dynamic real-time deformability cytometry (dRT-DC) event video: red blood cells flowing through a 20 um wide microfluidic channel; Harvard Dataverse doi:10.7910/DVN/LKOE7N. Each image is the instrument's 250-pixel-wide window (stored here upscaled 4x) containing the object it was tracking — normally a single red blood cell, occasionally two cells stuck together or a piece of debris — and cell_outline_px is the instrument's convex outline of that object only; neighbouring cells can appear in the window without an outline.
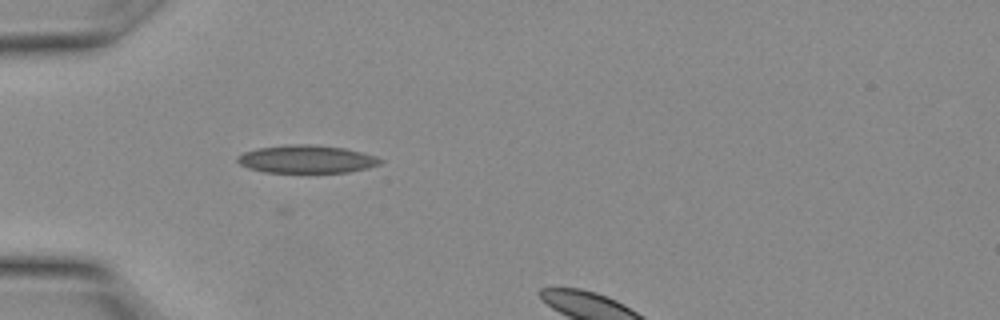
{"species": "Egyptian fruit bat (a non-hibernating species)", "species_latin": "Rousettus aegyptiacus", "temperature_condition": "warm", "stored_images_in_passage": 4, "segment_of_instrument_passage": [1, 2], "camera_frame_rate_fps": 3000, "um_per_image_px": 0.085, "animal": {"sex": "female"}, "frame": {"image": 1, "passage_image": 1, "time_ms": 0.0, "image_size_px": [1000, 320], "cell_outline_px": [[384, 160], [380, 164], [368, 168], [348, 172], [264, 172], [248, 168], [240, 164], [236, 160], [236, 156], [244, 152], [256, 148], [292, 144], [308, 144], [344, 148], [376, 156]], "centroid_in_image_um": [26.04, 13.53], "position_along_channel_um": 59.0, "area_um2": 23.18}}
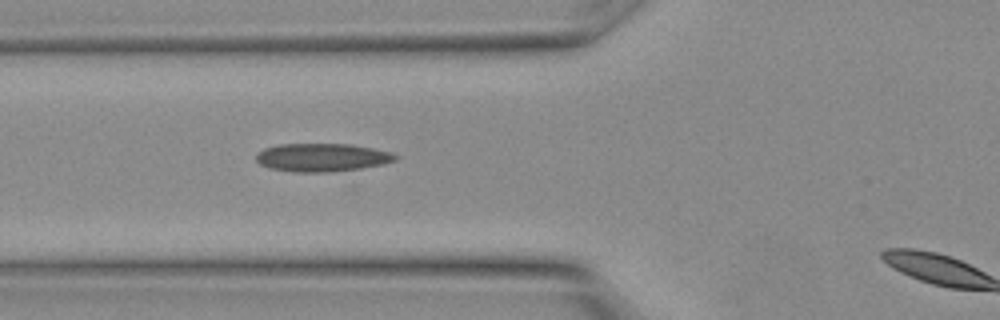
{"frame": {"image": 2, "passage_image": 3, "time_ms": 0.667, "image_size_px": [1000, 320], "cell_outline_px": [[400, 156], [396, 160], [384, 164], [360, 168], [328, 172], [296, 172], [272, 168], [260, 164], [256, 160], [256, 156], [264, 148], [280, 144], [348, 144], [372, 148], [392, 152]], "centroid_in_image_um": [27.41, 13.38], "position_along_channel_um": 98.4, "area_um2": 22.72}}